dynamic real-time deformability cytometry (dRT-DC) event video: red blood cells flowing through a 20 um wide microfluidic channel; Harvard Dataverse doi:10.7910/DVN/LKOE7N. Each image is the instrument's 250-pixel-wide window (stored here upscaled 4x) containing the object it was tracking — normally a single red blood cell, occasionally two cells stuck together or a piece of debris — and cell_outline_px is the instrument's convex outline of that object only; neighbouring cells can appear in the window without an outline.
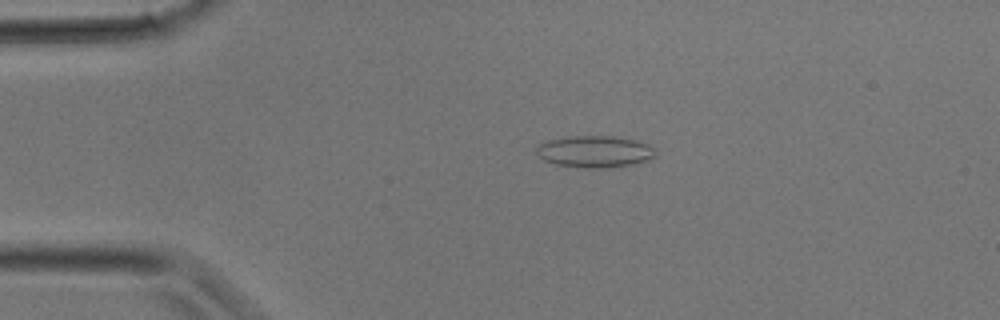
{"species": "common noctule bat (a hibernating species)", "species_latin": "Nyctalus noctula", "temperature_condition": "room temperature", "stored_images_in_passage": 26, "camera_frame_rate_fps": 3000, "um_per_image_px": 0.085, "animal": {"sex": "male", "body_mass_g": 17.9}, "frame": {"image": 1, "passage_image": 1, "time_ms": 0.0, "image_size_px": [1000, 320], "cell_outline_px": [[656, 156], [648, 160], [632, 164], [600, 168], [588, 168], [556, 164], [544, 160], [536, 152], [536, 144], [548, 140], [568, 136], [612, 136], [632, 140], [648, 144], [656, 152]], "centroid_in_image_um": [50.52, 12.88], "position_along_channel_um": 34.5, "area_um2": 21.85}}
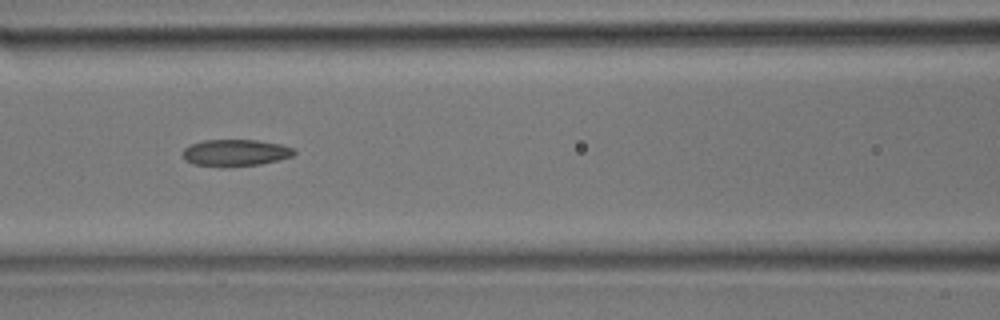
{"frame": {"image": 2, "passage_image": 8, "time_ms": 2.333, "image_size_px": [1000, 320], "cell_outline_px": [[296, 152], [292, 156], [260, 164], [196, 164], [184, 160], [180, 152], [184, 148], [192, 144], [204, 140], [256, 140], [280, 144], [296, 148]], "centroid_in_image_um": [20.02, 12.93], "position_along_channel_um": 146.6, "area_um2": 16.65}}
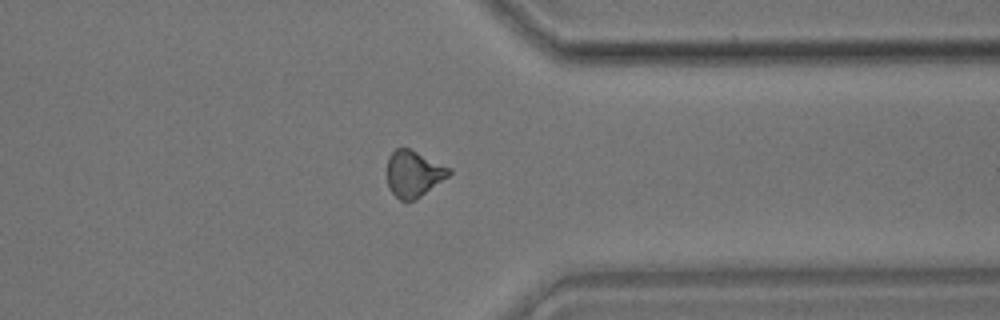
{"frame": {"image": 3, "passage_image": 19, "time_ms": 6.0, "image_size_px": [1000, 320], "cell_outline_px": [[452, 172], [448, 176], [420, 196], [412, 200], [400, 200], [388, 188], [388, 156], [396, 148], [408, 148], [452, 168]], "centroid_in_image_um": [35.16, 14.75], "position_along_channel_um": 376.2, "area_um2": 16.42}}